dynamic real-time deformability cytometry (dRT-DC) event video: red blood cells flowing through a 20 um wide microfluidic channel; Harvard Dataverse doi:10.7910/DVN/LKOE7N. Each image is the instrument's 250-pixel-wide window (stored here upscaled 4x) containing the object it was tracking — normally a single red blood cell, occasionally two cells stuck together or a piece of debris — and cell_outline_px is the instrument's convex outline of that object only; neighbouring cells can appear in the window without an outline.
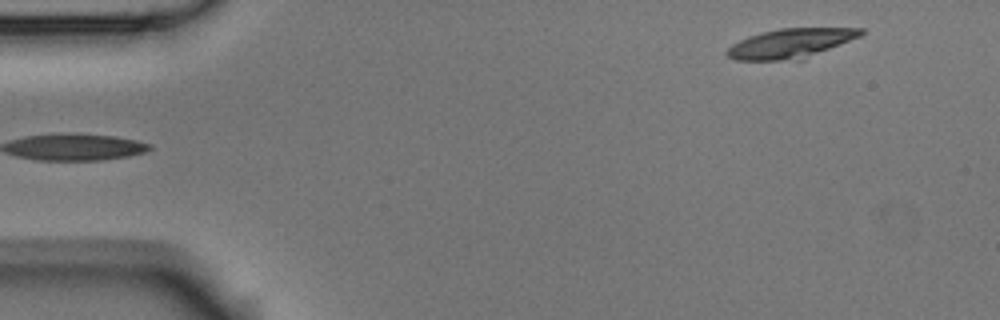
{"species": "Egyptian fruit bat (a non-hibernating species)", "species_latin": "Rousettus aegyptiacus", "temperature_condition": "room temperature", "stored_images_in_passage": 3, "camera_frame_rate_fps": 3000, "um_per_image_px": 0.085, "animal": {"sex": "male"}, "frame": {"image": 1, "passage_image": 1, "time_ms": 0.0, "image_size_px": [1000, 320], "cell_outline_px": [[864, 32], [860, 36], [804, 60], [736, 60], [728, 56], [724, 52], [732, 44], [748, 36], [760, 32], [780, 28], [864, 28]], "centroid_in_image_um": [67.2, 3.69], "position_along_channel_um": 17.8, "area_um2": 23.12}}
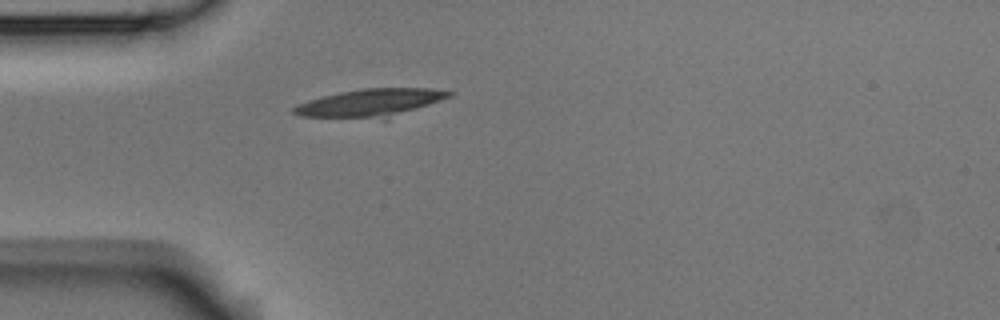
{"frame": {"image": 2, "passage_image": 3, "time_ms": 0.667, "image_size_px": [1000, 320], "cell_outline_px": [[456, 92], [452, 96], [388, 120], [384, 120], [300, 116], [292, 112], [292, 108], [296, 104], [308, 100], [340, 92], [360, 88], [432, 88]], "centroid_in_image_um": [31.52, 8.76], "position_along_channel_um": 53.5, "area_um2": 25.84}}